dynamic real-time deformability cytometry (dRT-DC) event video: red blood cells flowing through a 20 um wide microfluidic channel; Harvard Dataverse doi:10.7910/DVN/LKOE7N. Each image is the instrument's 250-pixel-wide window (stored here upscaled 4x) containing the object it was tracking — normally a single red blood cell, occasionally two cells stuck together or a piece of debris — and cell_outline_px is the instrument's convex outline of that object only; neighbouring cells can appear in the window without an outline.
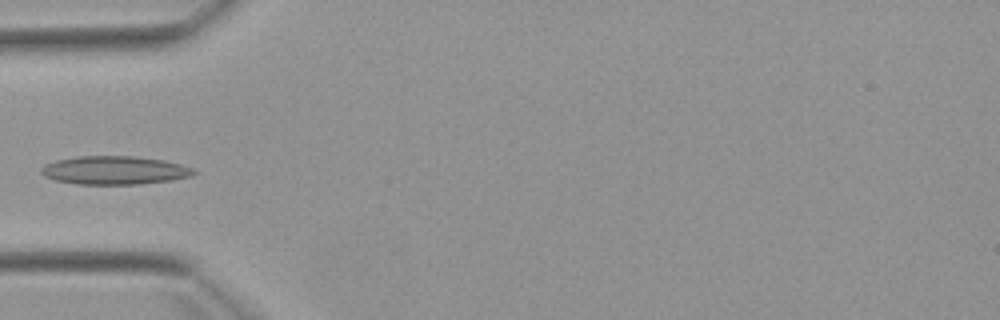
{"species": "Egyptian fruit bat (a non-hibernating species)", "species_latin": "Rousettus aegyptiacus", "temperature_condition": "warm", "stored_images_in_passage": 4, "camera_frame_rate_fps": 3000, "um_per_image_px": 0.085, "animal": {"sex": "female"}, "frame": {"image": 1, "passage_image": 4, "time_ms": 3.333, "image_size_px": [1000, 320], "cell_outline_px": [[196, 172], [192, 176], [172, 180], [140, 184], [76, 184], [56, 180], [44, 176], [40, 172], [40, 168], [44, 164], [56, 160], [76, 156], [136, 156], [164, 160], [180, 164], [192, 168]], "centroid_in_image_um": [9.71, 14.47], "position_along_channel_um": 75.3, "area_um2": 25.37}}